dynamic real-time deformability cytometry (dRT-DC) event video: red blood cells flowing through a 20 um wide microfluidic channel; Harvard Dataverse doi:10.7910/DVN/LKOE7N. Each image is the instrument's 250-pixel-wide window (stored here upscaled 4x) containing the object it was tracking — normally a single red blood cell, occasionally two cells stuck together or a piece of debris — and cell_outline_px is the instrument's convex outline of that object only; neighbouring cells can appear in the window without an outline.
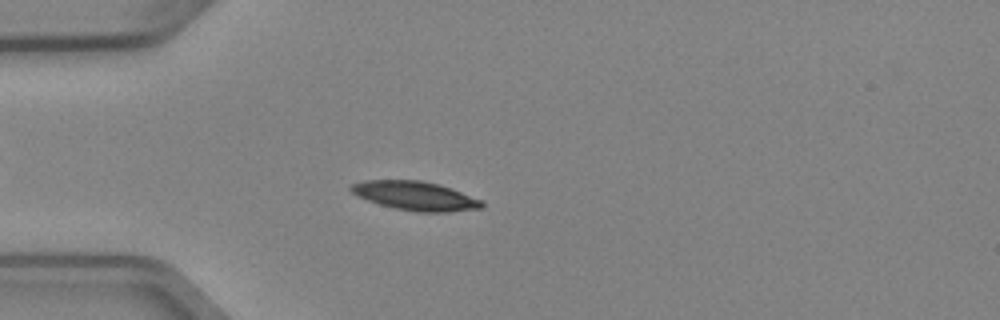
{"species": "Egyptian fruit bat (a non-hibernating species)", "species_latin": "Rousettus aegyptiacus", "temperature_condition": "cold", "stored_images_in_passage": 51, "camera_frame_rate_fps": 3000, "um_per_image_px": 0.085, "animal": {"sex": "female"}, "frame": {"image": 1, "passage_image": 14, "time_ms": 4.333, "image_size_px": [1000, 320], "cell_outline_px": [[484, 208], [448, 212], [416, 212], [396, 208], [380, 204], [356, 196], [348, 188], [352, 184], [364, 180], [420, 180], [440, 184], [452, 188], [484, 200]], "centroid_in_image_um": [35.35, 16.64], "position_along_channel_um": 49.7, "area_um2": 22.31}}
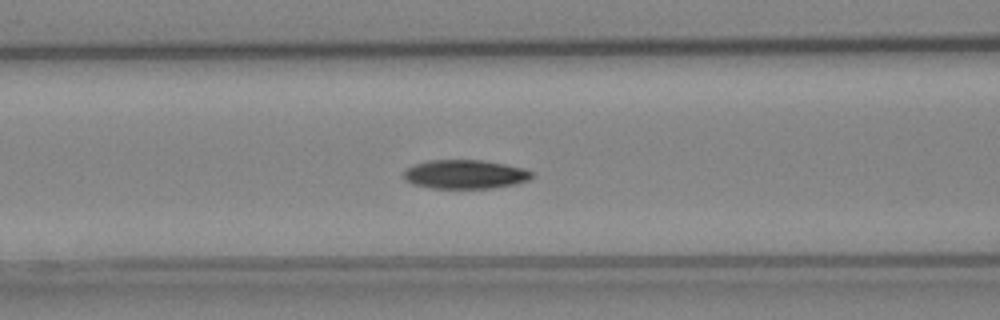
{"frame": {"image": 2, "passage_image": 21, "time_ms": 6.667, "image_size_px": [1000, 320], "cell_outline_px": [[536, 172], [528, 180], [516, 184], [492, 188], [432, 188], [412, 184], [404, 180], [404, 172], [408, 168], [416, 164], [428, 160], [480, 160], [504, 164], [524, 168]], "centroid_in_image_um": [39.56, 14.82], "position_along_channel_um": 127.0, "area_um2": 21.62}}
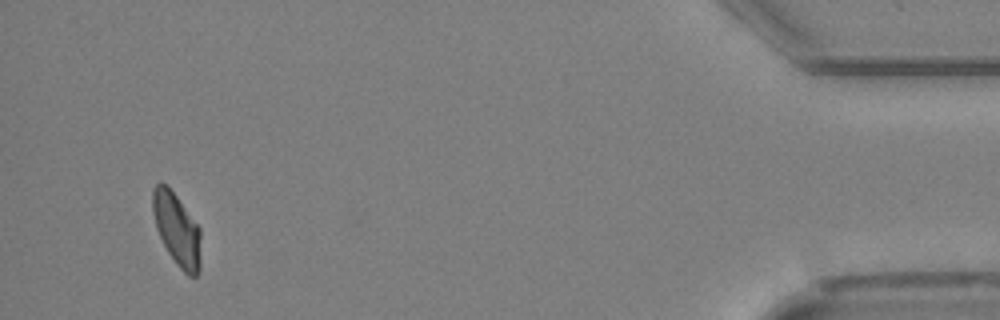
{"frame": {"image": 3, "passage_image": 49, "time_ms": 16.0, "image_size_px": [1000, 320], "cell_outline_px": [[200, 268], [196, 276], [188, 276], [176, 264], [168, 252], [156, 228], [152, 212], [152, 188], [160, 180], [168, 184], [200, 228]], "centroid_in_image_um": [15.01, 19.44], "position_along_channel_um": 420.2, "area_um2": 20.52}, "authors_computed_cell_mechanics": {"area_um2": 20.808, "velocity_mm_per_s": 3.9289, "shape_relaxation_time_tau1_ms": 4.3113, "shape_relaxation_time_tau2_ms": 8.937, "deformation_change_tau1": 0.1332, "deformation_change_tau2": 0.1052}}